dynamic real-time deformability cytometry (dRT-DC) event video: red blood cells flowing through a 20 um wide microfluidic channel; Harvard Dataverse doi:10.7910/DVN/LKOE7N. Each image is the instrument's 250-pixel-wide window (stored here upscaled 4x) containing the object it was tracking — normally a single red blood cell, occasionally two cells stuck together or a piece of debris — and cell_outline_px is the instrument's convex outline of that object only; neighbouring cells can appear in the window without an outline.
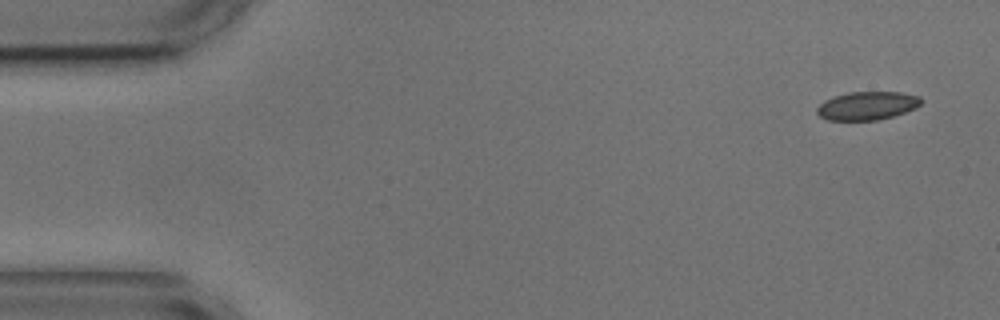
{"species": "common noctule bat (a hibernating species)", "species_latin": "Nyctalus noctula", "temperature_condition": "cold", "stored_images_in_passage": 49, "camera_frame_rate_fps": 3000, "um_per_image_px": 0.085, "animal": {"sex": "male", "body_mass_g": 17.9, "forearm_length_mm": 54.2}, "frame": {"image": 1, "passage_image": 1, "time_ms": 0.0, "image_size_px": [1000, 320], "cell_outline_px": [[924, 100], [916, 108], [892, 116], [876, 120], [828, 120], [820, 116], [816, 112], [816, 108], [824, 100], [848, 92], [900, 92], [920, 96]], "centroid_in_image_um": [73.72, 8.98], "position_along_channel_um": 11.3, "area_um2": 17.17}}
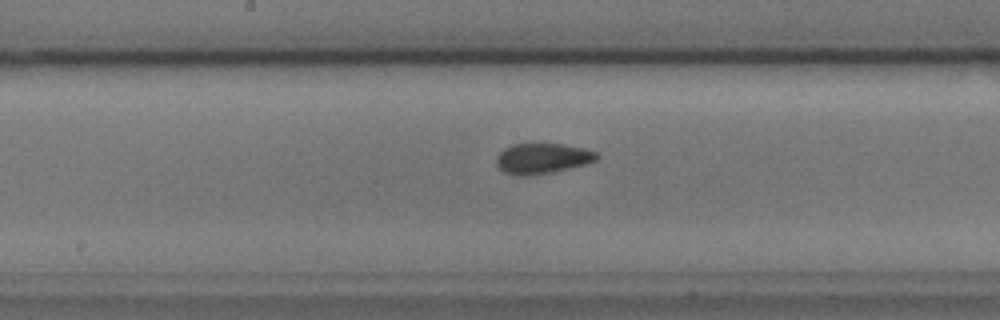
{"frame": {"image": 2, "passage_image": 26, "time_ms": 8.333, "image_size_px": [1000, 320], "cell_outline_px": [[600, 156], [596, 160], [584, 164], [552, 172], [532, 176], [516, 176], [504, 172], [496, 164], [496, 156], [504, 148], [512, 144], [560, 144], [584, 148], [596, 152]], "centroid_in_image_um": [46.06, 13.47], "position_along_channel_um": 202.1, "area_um2": 17.8}}
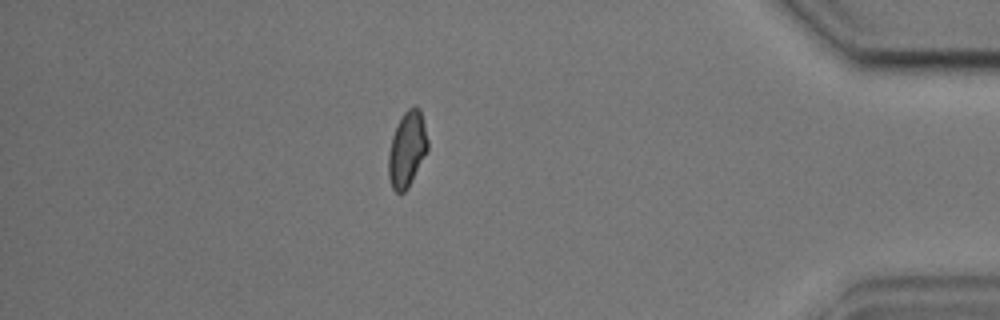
{"frame": {"image": 3, "passage_image": 46, "time_ms": 15.0, "image_size_px": [1000, 320], "cell_outline_px": [[428, 148], [408, 188], [404, 192], [396, 192], [392, 188], [388, 176], [388, 152], [392, 136], [404, 112], [412, 104], [416, 104], [420, 108], [428, 140]], "centroid_in_image_um": [34.59, 12.66], "position_along_channel_um": 400.6, "area_um2": 17.22}}